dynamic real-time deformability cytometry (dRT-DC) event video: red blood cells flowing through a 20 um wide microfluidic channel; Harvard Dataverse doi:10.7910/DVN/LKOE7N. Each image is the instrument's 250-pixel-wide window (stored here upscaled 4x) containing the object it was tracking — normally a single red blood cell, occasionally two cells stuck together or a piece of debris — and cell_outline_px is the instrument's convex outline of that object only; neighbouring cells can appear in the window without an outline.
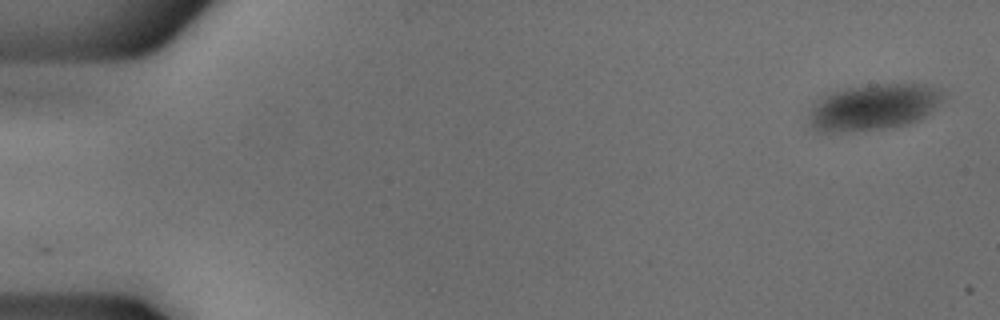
{"species": "common noctule bat (a hibernating species)", "species_latin": "Nyctalus noctula", "temperature_condition": "cold", "stored_images_in_passage": 5, "camera_frame_rate_fps": 3000, "um_per_image_px": 0.085, "animal": {"sex": "male", "body_mass_g": 18.8}, "frame": {"image": 1, "passage_image": 1, "time_ms": 0.0, "image_size_px": [1000, 320], "cell_outline_px": [[940, 100], [920, 120], [892, 128], [836, 132], [816, 132], [812, 128], [808, 116], [812, 108], [828, 92], [868, 84], [924, 84], [940, 88]], "centroid_in_image_um": [74.2, 9.11], "position_along_channel_um": 10.8, "area_um2": 35.78}}